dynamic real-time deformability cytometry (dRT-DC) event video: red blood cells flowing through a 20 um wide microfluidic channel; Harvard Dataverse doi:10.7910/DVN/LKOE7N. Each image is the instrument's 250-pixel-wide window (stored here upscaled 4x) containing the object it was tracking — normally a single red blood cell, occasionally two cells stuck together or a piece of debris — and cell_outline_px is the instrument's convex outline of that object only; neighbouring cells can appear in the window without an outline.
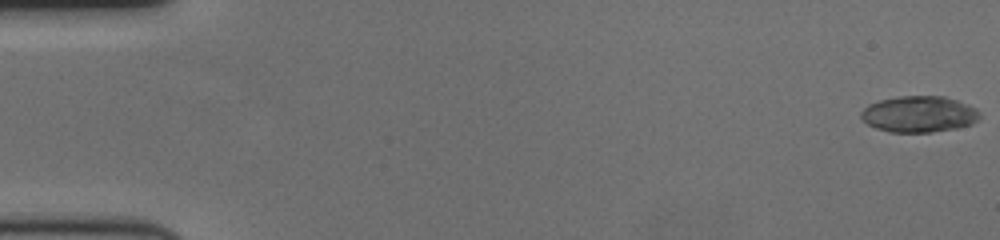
{"species": "human", "species_latin": "Homo sapiens", "temperature_condition": "cold", "stored_images_in_passage": 61, "camera_frame_rate_fps": 3000, "um_per_image_px": 0.085, "donor": {"sex": "female"}, "frame": {"image": 1, "passage_image": 1, "time_ms": 0.0, "image_size_px": [1000, 240], "cell_outline_px": [[980, 116], [972, 124], [956, 128], [932, 132], [888, 132], [876, 128], [868, 124], [860, 116], [860, 112], [868, 104], [880, 100], [900, 96], [944, 96], [968, 104], [976, 108], [980, 112]], "centroid_in_image_um": [78.11, 9.7], "position_along_channel_um": 6.9, "area_um2": 25.09}}
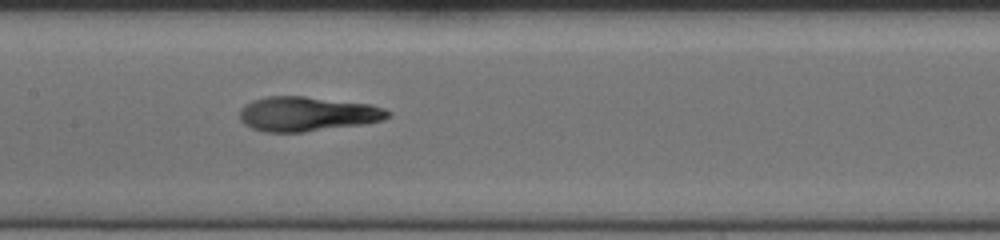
{"frame": {"image": 2, "passage_image": 31, "time_ms": 10.0, "image_size_px": [1000, 240], "cell_outline_px": [[392, 116], [384, 120], [364, 124], [304, 132], [264, 132], [252, 128], [244, 124], [240, 120], [240, 108], [244, 104], [252, 100], [268, 96], [304, 96], [372, 104], [384, 108], [392, 112]], "centroid_in_image_um": [26.14, 9.68], "position_along_channel_um": 181.3, "area_um2": 30.23}}
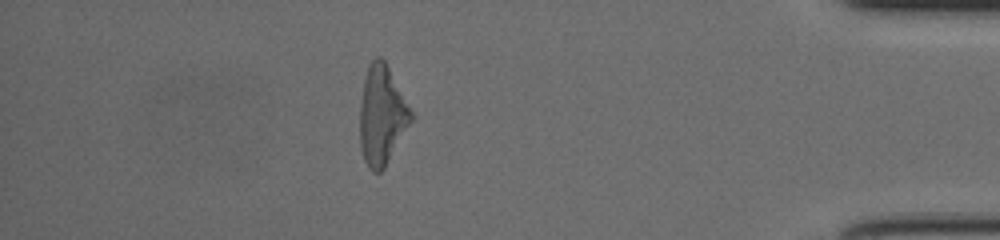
{"frame": {"image": 3, "passage_image": 54, "time_ms": 17.667, "image_size_px": [1000, 240], "cell_outline_px": [[416, 116], [384, 168], [380, 172], [372, 172], [368, 168], [364, 160], [360, 148], [360, 104], [364, 80], [368, 64], [376, 56], [380, 56], [384, 60]], "centroid_in_image_um": [32.48, 9.81], "position_along_channel_um": 402.7, "area_um2": 29.94}, "authors_computed_cell_mechanics": {"area_um2": 29.478, "velocity_mm_per_s": 3.4576, "shape_relaxation_time_tau1_ms": 4.7775, "shape_relaxation_time_tau2_ms": 1.6519, "deformation_change_tau1": 0.2104, "deformation_change_tau2": 0.0851}}